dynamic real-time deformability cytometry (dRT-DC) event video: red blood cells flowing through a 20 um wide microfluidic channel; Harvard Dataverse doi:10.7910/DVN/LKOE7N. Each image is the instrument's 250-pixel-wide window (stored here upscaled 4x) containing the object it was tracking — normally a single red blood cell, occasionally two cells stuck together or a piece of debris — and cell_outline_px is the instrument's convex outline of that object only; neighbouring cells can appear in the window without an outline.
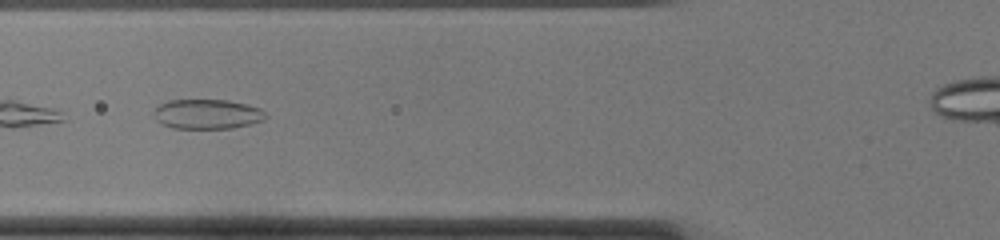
{"species": "common noctule bat (a hibernating species)", "species_latin": "Nyctalus noctula", "temperature_condition": "cold", "stored_images_in_passage": 30, "camera_frame_rate_fps": 3000, "um_per_image_px": 0.085, "animal": {"sex": "female", "body_mass_g": 22.0, "forearm_length_mm": 56.7}, "frame": {"image": 1, "passage_image": 18, "time_ms": 5.667, "image_size_px": [1000, 240], "cell_outline_px": [[268, 116], [264, 120], [232, 128], [172, 128], [160, 124], [156, 120], [156, 108], [160, 104], [168, 100], [228, 100], [260, 108]], "centroid_in_image_um": [17.61, 9.7], "position_along_channel_um": 108.2, "area_um2": 19.19}}
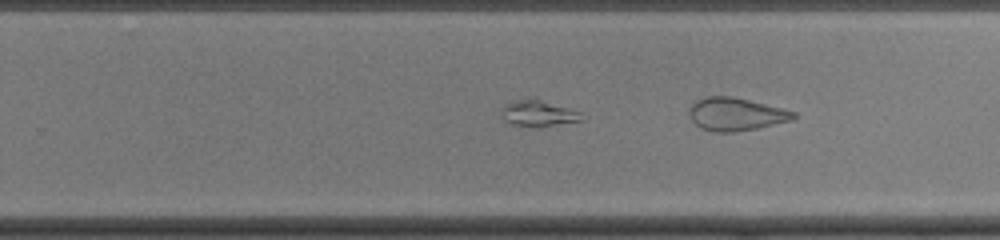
{"frame": {"image": 2, "passage_image": 30, "time_ms": 9.667, "image_size_px": [1000, 240], "cell_outline_px": [[796, 116], [792, 120], [756, 128], [736, 132], [712, 132], [700, 128], [688, 116], [688, 108], [696, 100], [708, 96], [732, 96], [796, 112]], "centroid_in_image_um": [62.49, 9.71], "position_along_channel_um": 267.3, "area_um2": 19.94}}